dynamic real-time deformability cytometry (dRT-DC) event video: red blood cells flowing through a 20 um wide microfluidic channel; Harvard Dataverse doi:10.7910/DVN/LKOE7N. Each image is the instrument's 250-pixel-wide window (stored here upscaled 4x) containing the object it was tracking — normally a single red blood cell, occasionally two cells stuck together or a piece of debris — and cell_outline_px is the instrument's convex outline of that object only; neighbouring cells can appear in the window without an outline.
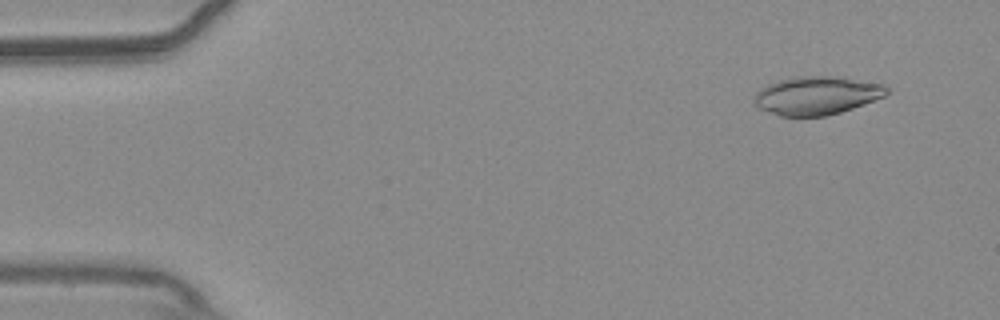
{"species": "common noctule bat (a hibernating species)", "species_latin": "Nyctalus noctula", "temperature_condition": "warm", "stored_images_in_passage": 53, "camera_frame_rate_fps": 3000, "um_per_image_px": 0.085, "animal": {"sex": "male", "body_mass_g": 20.4}, "frame": {"image": 1, "passage_image": 4, "time_ms": 1.0, "image_size_px": [1000, 320], "cell_outline_px": [[892, 92], [884, 96], [864, 104], [840, 112], [824, 116], [780, 116], [756, 108], [756, 92], [760, 88], [776, 80], [796, 76], [836, 76], [884, 84]], "centroid_in_image_um": [69.42, 8.11], "position_along_channel_um": 15.6, "area_um2": 29.71}}
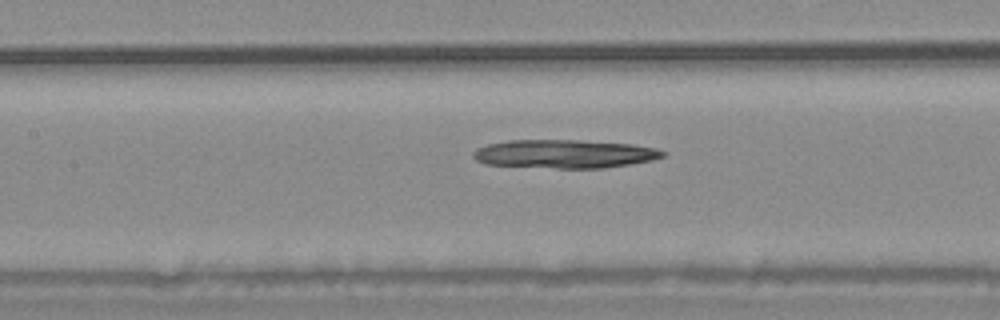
{"frame": {"image": 2, "passage_image": 24, "time_ms": 7.667, "image_size_px": [1000, 320], "cell_outline_px": [[664, 156], [652, 160], [604, 168], [556, 168], [484, 164], [476, 160], [472, 156], [472, 152], [476, 148], [488, 144], [508, 140], [580, 140], [632, 144], [656, 148], [664, 152]], "centroid_in_image_um": [47.93, 13.08], "position_along_channel_um": 159.5, "area_um2": 31.44}}
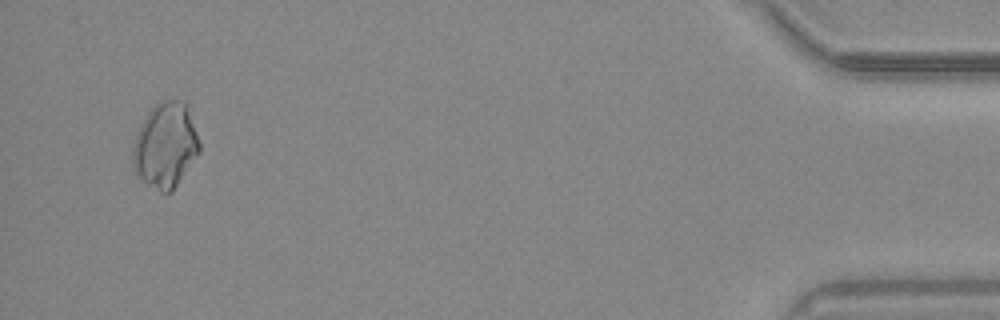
{"frame": {"image": 3, "passage_image": 51, "time_ms": 16.667, "image_size_px": [1000, 320], "cell_outline_px": [[200, 152], [172, 192], [168, 196], [160, 192], [140, 180], [136, 176], [132, 168], [132, 148], [136, 132], [140, 124], [148, 112], [160, 100], [184, 100], [188, 104], [200, 144]], "centroid_in_image_um": [14.05, 12.38], "position_along_channel_um": 421.2, "area_um2": 33.81}}